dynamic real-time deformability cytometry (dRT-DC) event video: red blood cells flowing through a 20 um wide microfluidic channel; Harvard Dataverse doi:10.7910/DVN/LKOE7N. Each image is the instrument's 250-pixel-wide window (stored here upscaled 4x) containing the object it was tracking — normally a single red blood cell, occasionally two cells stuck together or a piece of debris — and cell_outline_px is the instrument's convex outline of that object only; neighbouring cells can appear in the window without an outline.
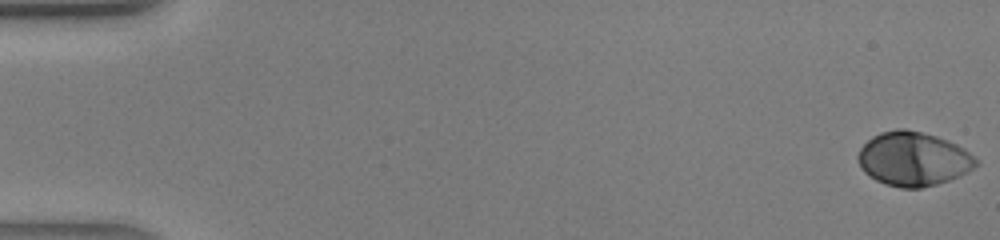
{"species": "human", "species_latin": "Homo sapiens", "temperature_condition": "warm", "stored_images_in_passage": 40, "camera_frame_rate_fps": 3000, "um_per_image_px": 0.085, "donor": {"sex": "male"}, "frame": {"image": 1, "passage_image": 1, "time_ms": 0.0, "image_size_px": [1000, 240], "cell_outline_px": [[980, 164], [968, 172], [948, 180], [936, 184], [920, 188], [900, 188], [884, 184], [868, 176], [864, 172], [856, 156], [860, 148], [872, 136], [880, 132], [896, 128], [904, 128], [936, 136], [948, 140], [964, 148]], "centroid_in_image_um": [77.61, 13.51], "position_along_channel_um": 7.4, "area_um2": 37.22}}
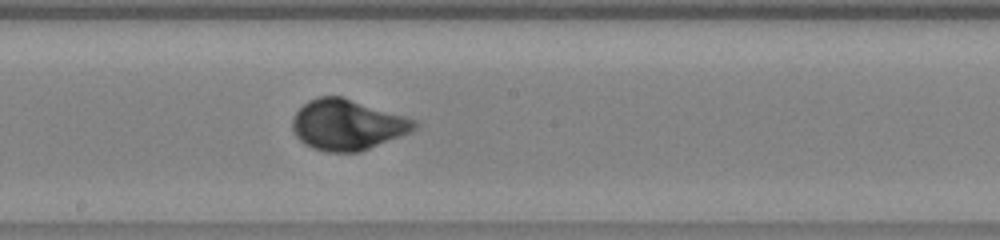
{"frame": {"image": 2, "passage_image": 24, "time_ms": 7.667, "image_size_px": [1000, 240], "cell_outline_px": [[420, 124], [412, 132], [360, 152], [328, 152], [312, 148], [304, 144], [292, 132], [292, 116], [308, 100], [320, 96], [344, 96], [420, 120]], "centroid_in_image_um": [29.57, 10.59], "position_along_channel_um": 218.6, "area_um2": 36.7}}
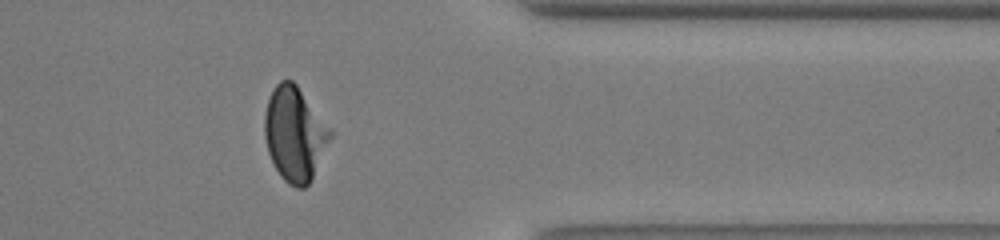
{"frame": {"image": 3, "passage_image": 35, "time_ms": 11.333, "image_size_px": [1000, 240], "cell_outline_px": [[332, 136], [312, 180], [304, 188], [296, 188], [288, 184], [280, 176], [268, 152], [264, 136], [264, 116], [268, 100], [276, 84], [280, 80], [292, 80], [296, 84], [332, 128]], "centroid_in_image_um": [25.06, 11.4], "position_along_channel_um": 386.3, "area_um2": 36.18}}